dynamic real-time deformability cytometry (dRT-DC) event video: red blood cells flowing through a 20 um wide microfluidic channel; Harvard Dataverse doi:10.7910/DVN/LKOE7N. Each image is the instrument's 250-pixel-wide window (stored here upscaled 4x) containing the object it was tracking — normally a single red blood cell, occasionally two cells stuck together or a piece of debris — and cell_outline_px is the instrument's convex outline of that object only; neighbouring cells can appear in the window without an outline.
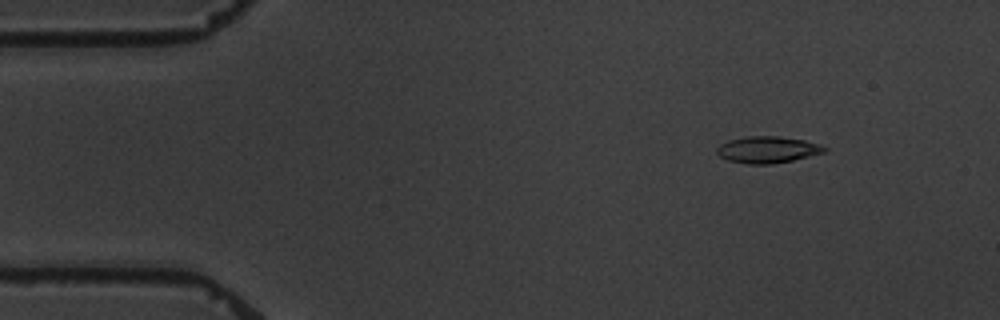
{"species": "common noctule bat (a hibernating species)", "species_latin": "Nyctalus noctula", "temperature_condition": "warm", "stored_images_in_passage": 5, "camera_frame_rate_fps": 3000, "um_per_image_px": 0.085, "animal": {"sex": "male", "body_mass_g": 19.5, "forearm_length_mm": 54.6}, "frame": {"image": 1, "passage_image": 2, "time_ms": 1.0, "image_size_px": [1000, 320], "cell_outline_px": [[828, 148], [824, 152], [792, 160], [772, 164], [748, 164], [728, 160], [720, 156], [716, 152], [716, 148], [720, 144], [728, 140], [748, 136], [780, 136], [804, 140], [820, 144]], "centroid_in_image_um": [65.22, 12.71], "position_along_channel_um": 19.8, "area_um2": 16.65}}
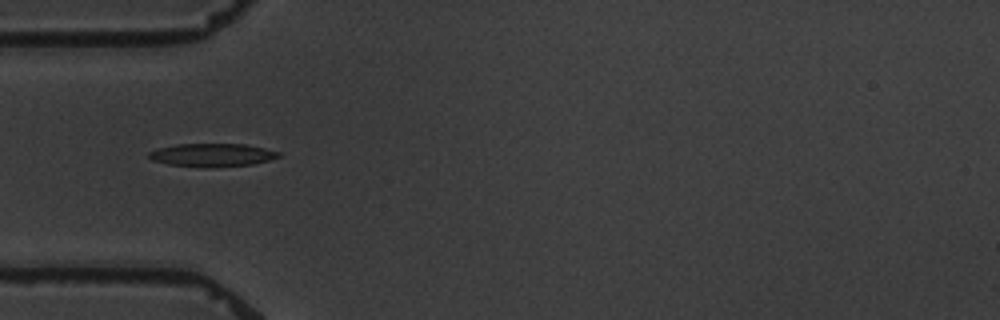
{"frame": {"image": 2, "passage_image": 5, "time_ms": 4.667, "image_size_px": [1000, 320], "cell_outline_px": [[280, 156], [268, 160], [252, 164], [212, 168], [208, 168], [168, 164], [152, 160], [148, 156], [148, 152], [160, 148], [176, 144], [244, 144], [264, 148], [280, 152]], "centroid_in_image_um": [18.02, 13.18], "position_along_channel_um": 67.0, "area_um2": 17.46}}